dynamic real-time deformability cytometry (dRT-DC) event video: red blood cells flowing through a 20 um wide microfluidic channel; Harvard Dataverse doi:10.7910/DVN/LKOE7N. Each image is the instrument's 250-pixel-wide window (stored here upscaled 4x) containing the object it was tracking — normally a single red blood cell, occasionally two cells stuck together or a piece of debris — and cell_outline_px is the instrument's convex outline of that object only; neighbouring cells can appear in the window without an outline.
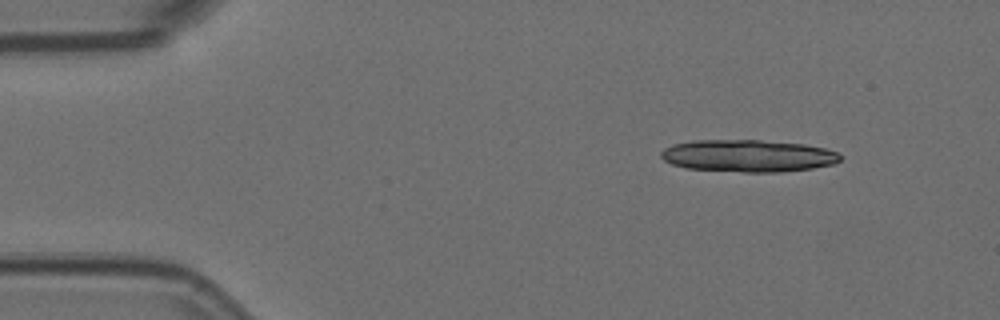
{"species": "Egyptian fruit bat (a non-hibernating species)", "species_latin": "Rousettus aegyptiacus", "temperature_condition": "room temperature", "stored_images_in_passage": 6, "camera_frame_rate_fps": 3000, "um_per_image_px": 0.085, "animal": {"sex": "female"}, "frame": {"image": 1, "passage_image": 6, "time_ms": 1.667, "image_size_px": [1000, 320], "cell_outline_px": [[840, 160], [832, 164], [812, 168], [780, 172], [744, 172], [688, 168], [672, 164], [664, 160], [660, 156], [660, 152], [664, 148], [672, 144], [692, 140], [760, 140], [804, 144], [824, 148], [836, 152], [840, 156]], "centroid_in_image_um": [63.54, 13.24], "position_along_channel_um": 21.5, "area_um2": 33.52}}